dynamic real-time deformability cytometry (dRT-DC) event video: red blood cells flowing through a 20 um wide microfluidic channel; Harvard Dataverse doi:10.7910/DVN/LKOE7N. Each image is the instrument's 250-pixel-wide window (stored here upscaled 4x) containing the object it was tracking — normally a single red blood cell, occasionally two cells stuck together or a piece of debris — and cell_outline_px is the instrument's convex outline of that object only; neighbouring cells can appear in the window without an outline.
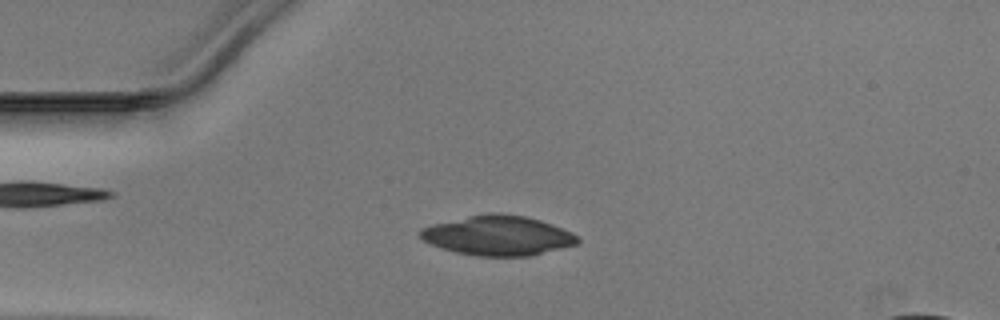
{"species": "Egyptian fruit bat (a non-hibernating species)", "species_latin": "Rousettus aegyptiacus", "temperature_condition": "warm", "stored_images_in_passage": 49, "camera_frame_rate_fps": 3000, "um_per_image_px": 0.085, "animal": {"sex": "male"}, "frame": {"image": 1, "passage_image": 12, "time_ms": 3.667, "image_size_px": [1000, 320], "cell_outline_px": [[580, 240], [576, 244], [528, 256], [476, 256], [456, 252], [432, 244], [424, 240], [416, 232], [420, 228], [432, 224], [468, 216], [488, 212], [496, 212], [524, 216], [540, 220], [552, 224], [572, 232], [580, 236]], "centroid_in_image_um": [42.32, 20.01], "position_along_channel_um": 42.7, "area_um2": 36.36}}
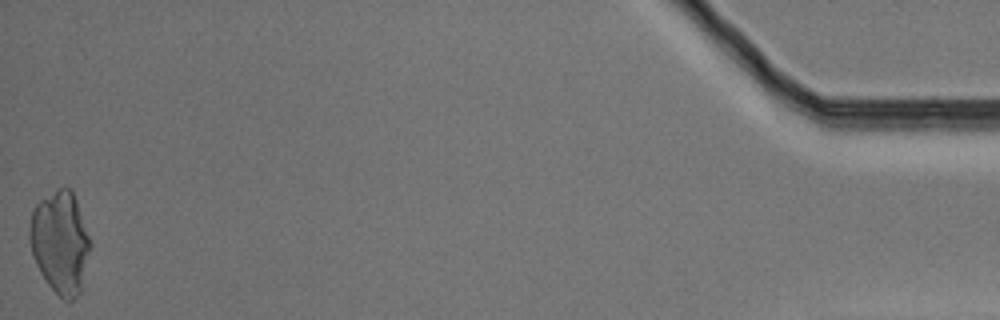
{"frame": {"image": 2, "passage_image": 49, "time_ms": 16.0, "image_size_px": [1000, 320], "cell_outline_px": [[92, 244], [80, 292], [68, 304], [48, 284], [40, 272], [32, 256], [28, 236], [28, 232], [32, 212], [36, 204], [40, 200], [56, 188], [72, 188]], "centroid_in_image_um": [5.12, 20.59], "position_along_channel_um": 430.1, "area_um2": 36.36}}